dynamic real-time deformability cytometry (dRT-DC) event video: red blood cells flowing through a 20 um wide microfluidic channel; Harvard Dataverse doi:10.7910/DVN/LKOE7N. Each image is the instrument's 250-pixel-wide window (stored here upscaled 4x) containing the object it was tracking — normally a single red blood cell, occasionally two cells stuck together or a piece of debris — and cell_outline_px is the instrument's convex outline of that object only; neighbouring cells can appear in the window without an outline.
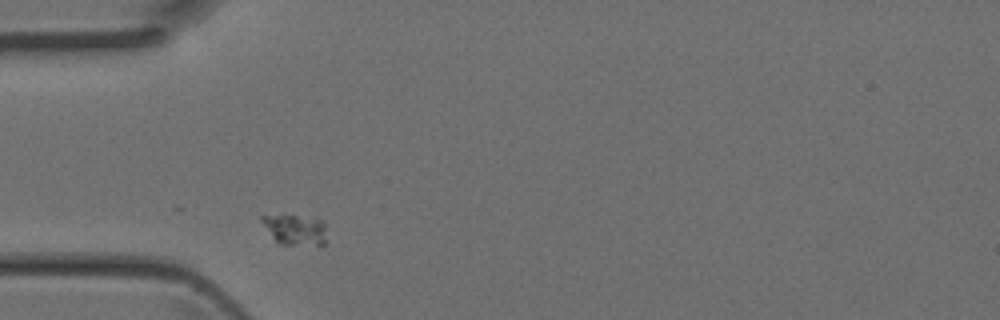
{"species": "Egyptian fruit bat (a non-hibernating species)", "species_latin": "Rousettus aegyptiacus", "temperature_condition": "room temperature", "stored_images_in_passage": 2, "camera_frame_rate_fps": 3000, "um_per_image_px": 0.085, "animal": {"sex": "female"}, "frame": {"image": 1, "passage_image": 1, "time_ms": 0.0, "image_size_px": [1000, 320], "cell_outline_px": [[324, 244], [320, 248], [276, 244], [260, 220], [260, 216], [284, 212], [316, 216], [324, 220]], "centroid_in_image_um": [25.08, 19.49], "position_along_channel_um": 59.9, "area_um2": 12.95}}
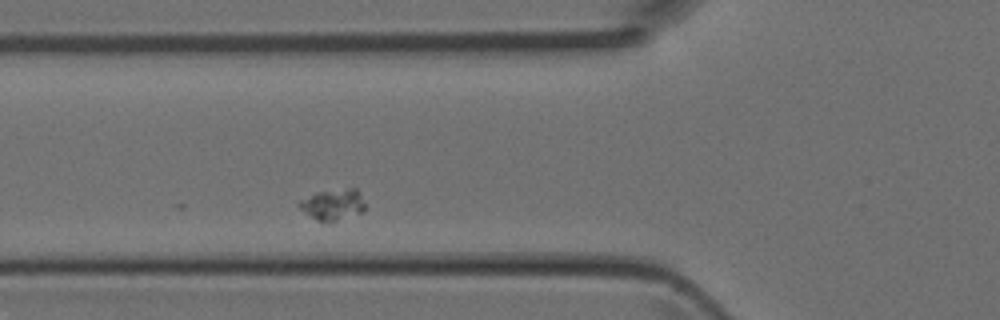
{"frame": {"image": 2, "passage_image": 2, "time_ms": 0.333, "image_size_px": [1000, 320], "cell_outline_px": [[364, 212], [336, 220], [316, 220], [304, 212], [296, 204], [300, 200], [316, 192], [348, 188], [356, 188], [360, 192], [364, 204]], "centroid_in_image_um": [28.3, 17.36], "position_along_channel_um": 97.5, "area_um2": 11.73}}